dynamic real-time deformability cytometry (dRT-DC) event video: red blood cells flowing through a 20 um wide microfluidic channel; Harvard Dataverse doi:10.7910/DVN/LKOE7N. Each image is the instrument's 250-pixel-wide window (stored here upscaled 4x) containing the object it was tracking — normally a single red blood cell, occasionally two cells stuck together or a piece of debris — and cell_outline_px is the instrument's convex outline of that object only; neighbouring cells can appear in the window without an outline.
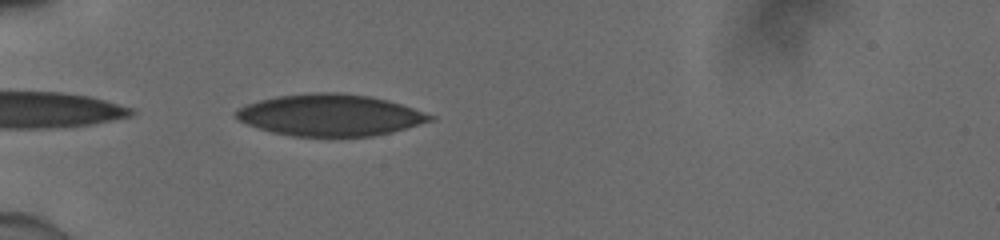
{"species": "human", "species_latin": "Homo sapiens", "temperature_condition": "cold", "stored_images_in_passage": 24, "camera_frame_rate_fps": 3000, "um_per_image_px": 0.085, "donor": {"sex": "male"}, "frame": {"image": 1, "passage_image": 1, "time_ms": 0.0, "image_size_px": [1000, 240], "cell_outline_px": [[436, 116], [432, 120], [392, 132], [372, 136], [292, 136], [272, 132], [248, 124], [240, 120], [236, 116], [236, 108], [260, 100], [276, 96], [312, 92], [340, 92], [368, 96], [388, 100]], "centroid_in_image_um": [28.05, 9.77], "position_along_channel_um": 56.9, "area_um2": 46.76}}
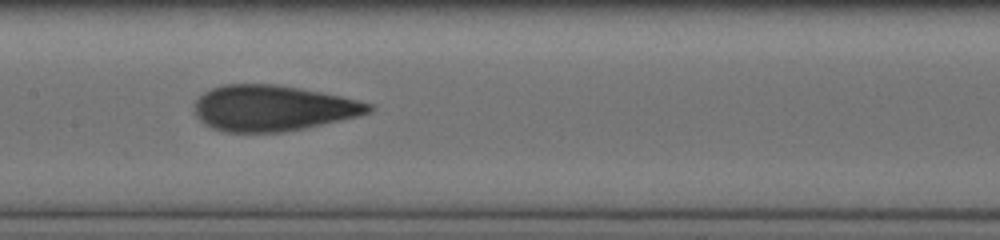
{"frame": {"image": 2, "passage_image": 12, "time_ms": 3.667, "image_size_px": [1000, 240], "cell_outline_px": [[376, 108], [372, 112], [360, 116], [304, 128], [284, 132], [224, 132], [212, 128], [204, 124], [196, 116], [196, 100], [204, 92], [212, 88], [224, 84], [276, 84], [300, 88], [360, 100], [372, 104]], "centroid_in_image_um": [23.23, 9.19], "position_along_channel_um": 184.2, "area_um2": 46.59}}
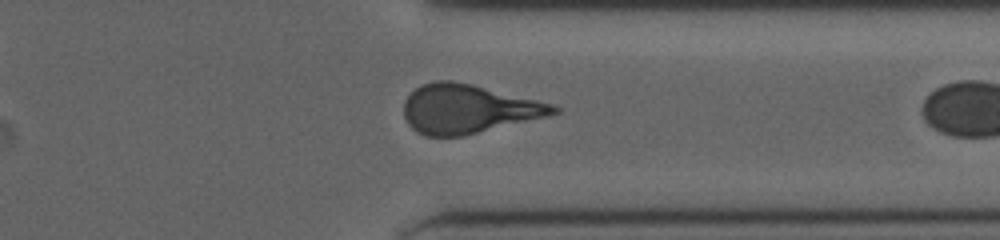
{"frame": {"image": 3, "passage_image": 23, "time_ms": 7.333, "image_size_px": [1000, 240], "cell_outline_px": [[560, 112], [548, 116], [464, 136], [428, 136], [416, 132], [408, 124], [404, 116], [404, 100], [420, 84], [436, 80], [452, 80], [472, 84], [552, 104], [560, 108]], "centroid_in_image_um": [39.76, 9.26], "position_along_channel_um": 371.6, "area_um2": 42.54}}